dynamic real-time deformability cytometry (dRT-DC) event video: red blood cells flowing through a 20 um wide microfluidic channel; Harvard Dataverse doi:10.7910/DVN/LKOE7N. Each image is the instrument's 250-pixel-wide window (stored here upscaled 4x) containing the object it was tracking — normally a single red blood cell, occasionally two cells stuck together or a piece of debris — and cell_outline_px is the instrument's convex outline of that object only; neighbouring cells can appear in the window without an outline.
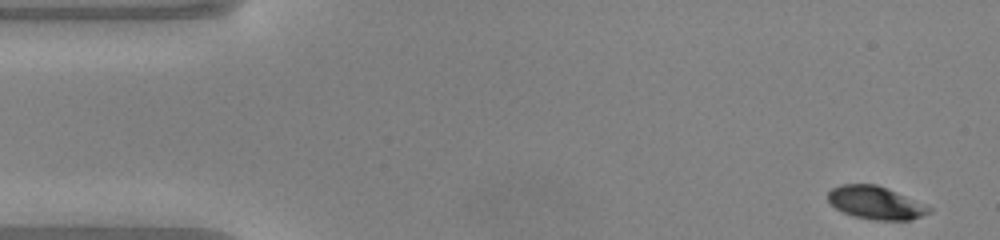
{"species": "common noctule bat (a hibernating species)", "species_latin": "Nyctalus noctula", "temperature_condition": "warm", "stored_images_in_passage": 12, "camera_frame_rate_fps": 3000, "um_per_image_px": 0.085, "animal": {"sex": "male", "body_mass_g": 20.0, "forearm_length_mm": 53.3}, "frame": {"image": 1, "passage_image": 1, "time_ms": 0.0, "image_size_px": [1000, 240], "cell_outline_px": [[932, 212], [908, 220], [876, 220], [856, 216], [844, 212], [836, 208], [828, 200], [828, 192], [832, 188], [840, 184], [876, 184], [896, 192], [932, 208]], "centroid_in_image_um": [74.41, 17.23], "position_along_channel_um": 10.6, "area_um2": 19.02}}